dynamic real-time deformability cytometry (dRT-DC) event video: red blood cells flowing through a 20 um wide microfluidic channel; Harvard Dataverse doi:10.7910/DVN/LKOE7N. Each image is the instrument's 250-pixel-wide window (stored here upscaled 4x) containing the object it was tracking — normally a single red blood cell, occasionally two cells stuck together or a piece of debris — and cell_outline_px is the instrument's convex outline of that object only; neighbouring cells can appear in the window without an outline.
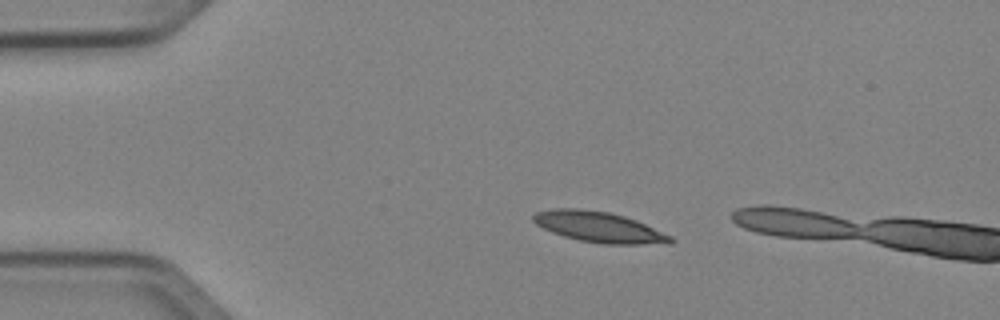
{"species": "Egyptian fruit bat (a non-hibernating species)", "species_latin": "Rousettus aegyptiacus", "temperature_condition": "cold", "stored_images_in_passage": 5, "camera_frame_rate_fps": 3000, "um_per_image_px": 0.085, "animal": {"sex": "female"}, "frame": {"image": 1, "passage_image": 1, "time_ms": 0.0, "image_size_px": [1000, 320], "cell_outline_px": [[676, 240], [672, 244], [604, 244], [580, 240], [564, 236], [552, 232], [536, 224], [532, 220], [532, 216], [536, 212], [552, 208], [580, 208], [608, 212], [624, 216], [636, 220], [672, 236]], "centroid_in_image_um": [50.94, 19.3], "position_along_channel_um": 34.1, "area_um2": 24.57}}